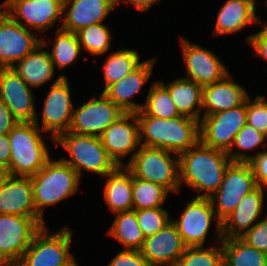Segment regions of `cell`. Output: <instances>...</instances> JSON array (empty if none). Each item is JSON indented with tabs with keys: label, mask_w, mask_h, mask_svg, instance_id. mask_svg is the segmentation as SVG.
Instances as JSON below:
<instances>
[{
	"label": "cell",
	"mask_w": 267,
	"mask_h": 266,
	"mask_svg": "<svg viewBox=\"0 0 267 266\" xmlns=\"http://www.w3.org/2000/svg\"><path fill=\"white\" fill-rule=\"evenodd\" d=\"M232 161L226 151L205 146L202 142L179 154V182L196 192V198H211L222 183ZM204 192V193H203Z\"/></svg>",
	"instance_id": "cell-1"
},
{
	"label": "cell",
	"mask_w": 267,
	"mask_h": 266,
	"mask_svg": "<svg viewBox=\"0 0 267 266\" xmlns=\"http://www.w3.org/2000/svg\"><path fill=\"white\" fill-rule=\"evenodd\" d=\"M140 144L180 154L200 142V121L183 115L162 119L137 116Z\"/></svg>",
	"instance_id": "cell-2"
},
{
	"label": "cell",
	"mask_w": 267,
	"mask_h": 266,
	"mask_svg": "<svg viewBox=\"0 0 267 266\" xmlns=\"http://www.w3.org/2000/svg\"><path fill=\"white\" fill-rule=\"evenodd\" d=\"M42 130L34 122H18L8 133L11 176L37 174L51 158Z\"/></svg>",
	"instance_id": "cell-3"
},
{
	"label": "cell",
	"mask_w": 267,
	"mask_h": 266,
	"mask_svg": "<svg viewBox=\"0 0 267 266\" xmlns=\"http://www.w3.org/2000/svg\"><path fill=\"white\" fill-rule=\"evenodd\" d=\"M30 179L35 207L42 217L45 207L56 205L79 190L80 176L62 159L50 158Z\"/></svg>",
	"instance_id": "cell-4"
},
{
	"label": "cell",
	"mask_w": 267,
	"mask_h": 266,
	"mask_svg": "<svg viewBox=\"0 0 267 266\" xmlns=\"http://www.w3.org/2000/svg\"><path fill=\"white\" fill-rule=\"evenodd\" d=\"M55 144L56 147L61 145L70 154L71 159H61L70 165L80 178L83 171L104 177L118 167L108 155L100 137L67 131L55 139Z\"/></svg>",
	"instance_id": "cell-5"
},
{
	"label": "cell",
	"mask_w": 267,
	"mask_h": 266,
	"mask_svg": "<svg viewBox=\"0 0 267 266\" xmlns=\"http://www.w3.org/2000/svg\"><path fill=\"white\" fill-rule=\"evenodd\" d=\"M125 167L134 177L160 185L169 193L181 192L179 155L174 152L141 145Z\"/></svg>",
	"instance_id": "cell-6"
},
{
	"label": "cell",
	"mask_w": 267,
	"mask_h": 266,
	"mask_svg": "<svg viewBox=\"0 0 267 266\" xmlns=\"http://www.w3.org/2000/svg\"><path fill=\"white\" fill-rule=\"evenodd\" d=\"M42 226L33 236L31 244L14 266H65L73 258L70 253L72 232L68 226L53 233Z\"/></svg>",
	"instance_id": "cell-7"
},
{
	"label": "cell",
	"mask_w": 267,
	"mask_h": 266,
	"mask_svg": "<svg viewBox=\"0 0 267 266\" xmlns=\"http://www.w3.org/2000/svg\"><path fill=\"white\" fill-rule=\"evenodd\" d=\"M190 200V201H189ZM182 211L179 219H171L176 225L186 247H203L212 223L216 221L215 242L221 243L222 223L218 220L210 198H192ZM213 219V220H212ZM216 219V220H215Z\"/></svg>",
	"instance_id": "cell-8"
},
{
	"label": "cell",
	"mask_w": 267,
	"mask_h": 266,
	"mask_svg": "<svg viewBox=\"0 0 267 266\" xmlns=\"http://www.w3.org/2000/svg\"><path fill=\"white\" fill-rule=\"evenodd\" d=\"M44 217L0 214V266H14L46 223Z\"/></svg>",
	"instance_id": "cell-9"
},
{
	"label": "cell",
	"mask_w": 267,
	"mask_h": 266,
	"mask_svg": "<svg viewBox=\"0 0 267 266\" xmlns=\"http://www.w3.org/2000/svg\"><path fill=\"white\" fill-rule=\"evenodd\" d=\"M70 90L68 78L65 74H60L51 84L44 100L41 120L39 121V114H36L33 121L43 132L50 133L47 138L53 143L61 133L68 131L71 124L74 105Z\"/></svg>",
	"instance_id": "cell-10"
},
{
	"label": "cell",
	"mask_w": 267,
	"mask_h": 266,
	"mask_svg": "<svg viewBox=\"0 0 267 266\" xmlns=\"http://www.w3.org/2000/svg\"><path fill=\"white\" fill-rule=\"evenodd\" d=\"M256 187L249 162H231L218 190L210 198L218 220L222 223L234 211L241 199Z\"/></svg>",
	"instance_id": "cell-11"
},
{
	"label": "cell",
	"mask_w": 267,
	"mask_h": 266,
	"mask_svg": "<svg viewBox=\"0 0 267 266\" xmlns=\"http://www.w3.org/2000/svg\"><path fill=\"white\" fill-rule=\"evenodd\" d=\"M64 0H5L0 9L33 32H44L63 21ZM24 21V22H23Z\"/></svg>",
	"instance_id": "cell-12"
},
{
	"label": "cell",
	"mask_w": 267,
	"mask_h": 266,
	"mask_svg": "<svg viewBox=\"0 0 267 266\" xmlns=\"http://www.w3.org/2000/svg\"><path fill=\"white\" fill-rule=\"evenodd\" d=\"M247 124V100L240 106L200 119V142L205 146L228 151L236 134Z\"/></svg>",
	"instance_id": "cell-13"
},
{
	"label": "cell",
	"mask_w": 267,
	"mask_h": 266,
	"mask_svg": "<svg viewBox=\"0 0 267 266\" xmlns=\"http://www.w3.org/2000/svg\"><path fill=\"white\" fill-rule=\"evenodd\" d=\"M124 113L118 105L101 93L99 98L95 96L77 109L74 107L68 131L100 137L103 131Z\"/></svg>",
	"instance_id": "cell-14"
},
{
	"label": "cell",
	"mask_w": 267,
	"mask_h": 266,
	"mask_svg": "<svg viewBox=\"0 0 267 266\" xmlns=\"http://www.w3.org/2000/svg\"><path fill=\"white\" fill-rule=\"evenodd\" d=\"M100 139L108 155L118 167L125 166L122 158L125 159L130 155L128 164L141 146L136 113L125 112L103 131Z\"/></svg>",
	"instance_id": "cell-15"
},
{
	"label": "cell",
	"mask_w": 267,
	"mask_h": 266,
	"mask_svg": "<svg viewBox=\"0 0 267 266\" xmlns=\"http://www.w3.org/2000/svg\"><path fill=\"white\" fill-rule=\"evenodd\" d=\"M40 44L34 32L0 10V68H11Z\"/></svg>",
	"instance_id": "cell-16"
},
{
	"label": "cell",
	"mask_w": 267,
	"mask_h": 266,
	"mask_svg": "<svg viewBox=\"0 0 267 266\" xmlns=\"http://www.w3.org/2000/svg\"><path fill=\"white\" fill-rule=\"evenodd\" d=\"M185 65V78L202 87L224 79L230 72L214 52L198 44L191 43L184 37L180 39Z\"/></svg>",
	"instance_id": "cell-17"
},
{
	"label": "cell",
	"mask_w": 267,
	"mask_h": 266,
	"mask_svg": "<svg viewBox=\"0 0 267 266\" xmlns=\"http://www.w3.org/2000/svg\"><path fill=\"white\" fill-rule=\"evenodd\" d=\"M33 89L11 68H0V99L19 122H33L36 101Z\"/></svg>",
	"instance_id": "cell-18"
},
{
	"label": "cell",
	"mask_w": 267,
	"mask_h": 266,
	"mask_svg": "<svg viewBox=\"0 0 267 266\" xmlns=\"http://www.w3.org/2000/svg\"><path fill=\"white\" fill-rule=\"evenodd\" d=\"M185 248L176 225L170 221L156 234L145 237L140 251L151 266H176Z\"/></svg>",
	"instance_id": "cell-19"
},
{
	"label": "cell",
	"mask_w": 267,
	"mask_h": 266,
	"mask_svg": "<svg viewBox=\"0 0 267 266\" xmlns=\"http://www.w3.org/2000/svg\"><path fill=\"white\" fill-rule=\"evenodd\" d=\"M155 62V57L143 61L131 73L118 82L109 85L102 93L124 112H139L143 103H136L137 101L134 102L131 98L135 97L150 79Z\"/></svg>",
	"instance_id": "cell-20"
},
{
	"label": "cell",
	"mask_w": 267,
	"mask_h": 266,
	"mask_svg": "<svg viewBox=\"0 0 267 266\" xmlns=\"http://www.w3.org/2000/svg\"><path fill=\"white\" fill-rule=\"evenodd\" d=\"M117 0H64L62 30L76 33L89 25L103 23Z\"/></svg>",
	"instance_id": "cell-21"
},
{
	"label": "cell",
	"mask_w": 267,
	"mask_h": 266,
	"mask_svg": "<svg viewBox=\"0 0 267 266\" xmlns=\"http://www.w3.org/2000/svg\"><path fill=\"white\" fill-rule=\"evenodd\" d=\"M265 191L264 188L257 186L241 199L234 211L222 222L223 239L240 238L260 220Z\"/></svg>",
	"instance_id": "cell-22"
},
{
	"label": "cell",
	"mask_w": 267,
	"mask_h": 266,
	"mask_svg": "<svg viewBox=\"0 0 267 266\" xmlns=\"http://www.w3.org/2000/svg\"><path fill=\"white\" fill-rule=\"evenodd\" d=\"M231 76L229 73L224 79L203 87L202 116L238 107L250 96Z\"/></svg>",
	"instance_id": "cell-23"
},
{
	"label": "cell",
	"mask_w": 267,
	"mask_h": 266,
	"mask_svg": "<svg viewBox=\"0 0 267 266\" xmlns=\"http://www.w3.org/2000/svg\"><path fill=\"white\" fill-rule=\"evenodd\" d=\"M0 214L42 217L36 210L30 177L11 176L0 189Z\"/></svg>",
	"instance_id": "cell-24"
},
{
	"label": "cell",
	"mask_w": 267,
	"mask_h": 266,
	"mask_svg": "<svg viewBox=\"0 0 267 266\" xmlns=\"http://www.w3.org/2000/svg\"><path fill=\"white\" fill-rule=\"evenodd\" d=\"M258 23L256 3L252 0H227L218 11L214 36L239 32L249 24Z\"/></svg>",
	"instance_id": "cell-25"
},
{
	"label": "cell",
	"mask_w": 267,
	"mask_h": 266,
	"mask_svg": "<svg viewBox=\"0 0 267 266\" xmlns=\"http://www.w3.org/2000/svg\"><path fill=\"white\" fill-rule=\"evenodd\" d=\"M45 42L42 39V44L12 66L32 89L50 81L53 79L54 73H56L49 51L44 50L48 46Z\"/></svg>",
	"instance_id": "cell-26"
},
{
	"label": "cell",
	"mask_w": 267,
	"mask_h": 266,
	"mask_svg": "<svg viewBox=\"0 0 267 266\" xmlns=\"http://www.w3.org/2000/svg\"><path fill=\"white\" fill-rule=\"evenodd\" d=\"M104 177L103 194L109 209L115 214L132 211L133 174L125 166H121Z\"/></svg>",
	"instance_id": "cell-27"
},
{
	"label": "cell",
	"mask_w": 267,
	"mask_h": 266,
	"mask_svg": "<svg viewBox=\"0 0 267 266\" xmlns=\"http://www.w3.org/2000/svg\"><path fill=\"white\" fill-rule=\"evenodd\" d=\"M160 82L168 89L180 115L200 121L203 90L201 85L185 77L176 78L167 84Z\"/></svg>",
	"instance_id": "cell-28"
},
{
	"label": "cell",
	"mask_w": 267,
	"mask_h": 266,
	"mask_svg": "<svg viewBox=\"0 0 267 266\" xmlns=\"http://www.w3.org/2000/svg\"><path fill=\"white\" fill-rule=\"evenodd\" d=\"M107 235L121 243L123 249L128 250L140 251L145 241L134 210L116 213Z\"/></svg>",
	"instance_id": "cell-29"
},
{
	"label": "cell",
	"mask_w": 267,
	"mask_h": 266,
	"mask_svg": "<svg viewBox=\"0 0 267 266\" xmlns=\"http://www.w3.org/2000/svg\"><path fill=\"white\" fill-rule=\"evenodd\" d=\"M223 266H267V254L249 246L241 238H227L221 242Z\"/></svg>",
	"instance_id": "cell-30"
},
{
	"label": "cell",
	"mask_w": 267,
	"mask_h": 266,
	"mask_svg": "<svg viewBox=\"0 0 267 266\" xmlns=\"http://www.w3.org/2000/svg\"><path fill=\"white\" fill-rule=\"evenodd\" d=\"M143 61L136 49H119L110 53L103 64V75L105 88L111 84L118 82L126 75L136 69Z\"/></svg>",
	"instance_id": "cell-31"
},
{
	"label": "cell",
	"mask_w": 267,
	"mask_h": 266,
	"mask_svg": "<svg viewBox=\"0 0 267 266\" xmlns=\"http://www.w3.org/2000/svg\"><path fill=\"white\" fill-rule=\"evenodd\" d=\"M145 103L136 116H153L170 119L180 116L168 89L158 80L149 87Z\"/></svg>",
	"instance_id": "cell-32"
},
{
	"label": "cell",
	"mask_w": 267,
	"mask_h": 266,
	"mask_svg": "<svg viewBox=\"0 0 267 266\" xmlns=\"http://www.w3.org/2000/svg\"><path fill=\"white\" fill-rule=\"evenodd\" d=\"M54 36L52 51L49 54L59 71L75 62L82 49L76 33L62 30L59 26Z\"/></svg>",
	"instance_id": "cell-33"
},
{
	"label": "cell",
	"mask_w": 267,
	"mask_h": 266,
	"mask_svg": "<svg viewBox=\"0 0 267 266\" xmlns=\"http://www.w3.org/2000/svg\"><path fill=\"white\" fill-rule=\"evenodd\" d=\"M168 196L164 187L133 176V210L162 207Z\"/></svg>",
	"instance_id": "cell-34"
},
{
	"label": "cell",
	"mask_w": 267,
	"mask_h": 266,
	"mask_svg": "<svg viewBox=\"0 0 267 266\" xmlns=\"http://www.w3.org/2000/svg\"><path fill=\"white\" fill-rule=\"evenodd\" d=\"M267 136L254 129L252 126L245 124L243 128L236 134L231 148L227 151L232 162H249L253 158V154H247L244 151H252L260 146H266ZM241 149L239 151L235 148ZM239 151V152H238Z\"/></svg>",
	"instance_id": "cell-35"
},
{
	"label": "cell",
	"mask_w": 267,
	"mask_h": 266,
	"mask_svg": "<svg viewBox=\"0 0 267 266\" xmlns=\"http://www.w3.org/2000/svg\"><path fill=\"white\" fill-rule=\"evenodd\" d=\"M82 51L103 55L111 48L112 33L104 23L89 25L76 32Z\"/></svg>",
	"instance_id": "cell-36"
},
{
	"label": "cell",
	"mask_w": 267,
	"mask_h": 266,
	"mask_svg": "<svg viewBox=\"0 0 267 266\" xmlns=\"http://www.w3.org/2000/svg\"><path fill=\"white\" fill-rule=\"evenodd\" d=\"M218 247H186L176 266H223V250Z\"/></svg>",
	"instance_id": "cell-37"
},
{
	"label": "cell",
	"mask_w": 267,
	"mask_h": 266,
	"mask_svg": "<svg viewBox=\"0 0 267 266\" xmlns=\"http://www.w3.org/2000/svg\"><path fill=\"white\" fill-rule=\"evenodd\" d=\"M134 211L136 212L139 227L145 237L156 234L171 221L169 212L163 207Z\"/></svg>",
	"instance_id": "cell-38"
},
{
	"label": "cell",
	"mask_w": 267,
	"mask_h": 266,
	"mask_svg": "<svg viewBox=\"0 0 267 266\" xmlns=\"http://www.w3.org/2000/svg\"><path fill=\"white\" fill-rule=\"evenodd\" d=\"M253 100V101H252ZM247 124L267 136V98L256 95L247 98Z\"/></svg>",
	"instance_id": "cell-39"
},
{
	"label": "cell",
	"mask_w": 267,
	"mask_h": 266,
	"mask_svg": "<svg viewBox=\"0 0 267 266\" xmlns=\"http://www.w3.org/2000/svg\"><path fill=\"white\" fill-rule=\"evenodd\" d=\"M249 246L267 254V216L240 237Z\"/></svg>",
	"instance_id": "cell-40"
},
{
	"label": "cell",
	"mask_w": 267,
	"mask_h": 266,
	"mask_svg": "<svg viewBox=\"0 0 267 266\" xmlns=\"http://www.w3.org/2000/svg\"><path fill=\"white\" fill-rule=\"evenodd\" d=\"M107 266H151L139 250L122 249Z\"/></svg>",
	"instance_id": "cell-41"
},
{
	"label": "cell",
	"mask_w": 267,
	"mask_h": 266,
	"mask_svg": "<svg viewBox=\"0 0 267 266\" xmlns=\"http://www.w3.org/2000/svg\"><path fill=\"white\" fill-rule=\"evenodd\" d=\"M257 186L267 189V149L259 151L249 161Z\"/></svg>",
	"instance_id": "cell-42"
},
{
	"label": "cell",
	"mask_w": 267,
	"mask_h": 266,
	"mask_svg": "<svg viewBox=\"0 0 267 266\" xmlns=\"http://www.w3.org/2000/svg\"><path fill=\"white\" fill-rule=\"evenodd\" d=\"M246 41L259 58L267 61V27L261 25V31L255 34H250Z\"/></svg>",
	"instance_id": "cell-43"
},
{
	"label": "cell",
	"mask_w": 267,
	"mask_h": 266,
	"mask_svg": "<svg viewBox=\"0 0 267 266\" xmlns=\"http://www.w3.org/2000/svg\"><path fill=\"white\" fill-rule=\"evenodd\" d=\"M19 121L0 99V135H7Z\"/></svg>",
	"instance_id": "cell-44"
},
{
	"label": "cell",
	"mask_w": 267,
	"mask_h": 266,
	"mask_svg": "<svg viewBox=\"0 0 267 266\" xmlns=\"http://www.w3.org/2000/svg\"><path fill=\"white\" fill-rule=\"evenodd\" d=\"M11 145L7 135H0V165L9 168Z\"/></svg>",
	"instance_id": "cell-45"
},
{
	"label": "cell",
	"mask_w": 267,
	"mask_h": 266,
	"mask_svg": "<svg viewBox=\"0 0 267 266\" xmlns=\"http://www.w3.org/2000/svg\"><path fill=\"white\" fill-rule=\"evenodd\" d=\"M124 2L131 3L136 10L140 12L148 11L155 3L160 2L161 0H123ZM122 1L117 0V5H119Z\"/></svg>",
	"instance_id": "cell-46"
},
{
	"label": "cell",
	"mask_w": 267,
	"mask_h": 266,
	"mask_svg": "<svg viewBox=\"0 0 267 266\" xmlns=\"http://www.w3.org/2000/svg\"><path fill=\"white\" fill-rule=\"evenodd\" d=\"M10 177L11 174L9 168L0 165V189L5 185Z\"/></svg>",
	"instance_id": "cell-47"
},
{
	"label": "cell",
	"mask_w": 267,
	"mask_h": 266,
	"mask_svg": "<svg viewBox=\"0 0 267 266\" xmlns=\"http://www.w3.org/2000/svg\"><path fill=\"white\" fill-rule=\"evenodd\" d=\"M65 266H79L78 264H77V261H76V259H75V257L68 263V264H66Z\"/></svg>",
	"instance_id": "cell-48"
},
{
	"label": "cell",
	"mask_w": 267,
	"mask_h": 266,
	"mask_svg": "<svg viewBox=\"0 0 267 266\" xmlns=\"http://www.w3.org/2000/svg\"><path fill=\"white\" fill-rule=\"evenodd\" d=\"M265 3H266V6H267V0H265ZM260 16H258V23H262L261 25L262 26H265V27H267V23L265 22V23H263L261 20H259L260 18H259Z\"/></svg>",
	"instance_id": "cell-49"
}]
</instances>
